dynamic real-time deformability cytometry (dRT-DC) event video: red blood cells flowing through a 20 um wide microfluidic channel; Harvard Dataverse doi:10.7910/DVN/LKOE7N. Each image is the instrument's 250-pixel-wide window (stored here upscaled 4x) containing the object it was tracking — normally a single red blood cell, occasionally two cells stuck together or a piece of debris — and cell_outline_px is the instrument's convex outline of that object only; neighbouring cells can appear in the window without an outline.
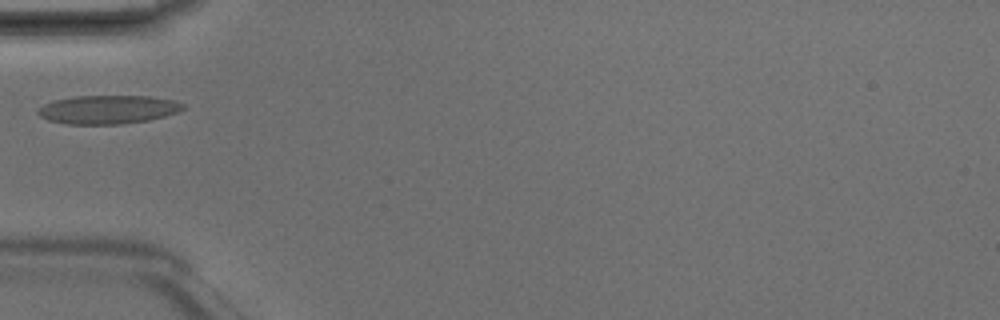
{"species": "Egyptian fruit bat (a non-hibernating species)", "species_latin": "Rousettus aegyptiacus", "temperature_condition": "room temperature", "stored_images_in_passage": 2, "camera_frame_rate_fps": 3000, "um_per_image_px": 0.085, "animal": {"sex": "male"}, "frame": {"image": 1, "passage_image": 2, "time_ms": 0.333, "image_size_px": [1000, 320], "cell_outline_px": [[184, 108], [176, 112], [164, 116], [148, 120], [120, 124], [64, 124], [48, 120], [40, 116], [36, 112], [44, 104], [52, 100], [76, 96], [148, 96], [176, 100], [184, 104]], "centroid_in_image_um": [9.15, 9.3], "position_along_channel_um": 75.8, "area_um2": 24.16}}